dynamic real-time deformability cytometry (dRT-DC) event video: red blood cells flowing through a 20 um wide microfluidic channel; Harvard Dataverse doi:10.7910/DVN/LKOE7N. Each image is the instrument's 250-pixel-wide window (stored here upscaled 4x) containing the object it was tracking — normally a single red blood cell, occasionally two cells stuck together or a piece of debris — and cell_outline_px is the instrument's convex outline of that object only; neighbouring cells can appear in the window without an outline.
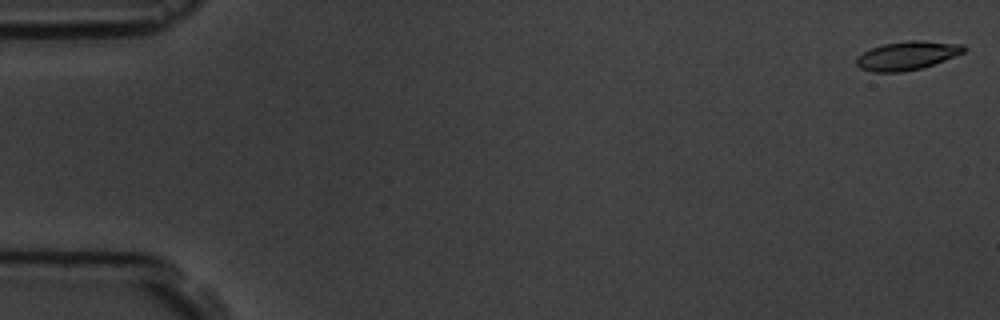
{"species": "common noctule bat (a hibernating species)", "species_latin": "Nyctalus noctula", "temperature_condition": "room temperature", "stored_images_in_passage": 5, "camera_frame_rate_fps": 3000, "um_per_image_px": 0.085, "animal": {"sex": "male", "body_mass_g": 19.5, "forearm_length_mm": 54.6}, "frame": {"image": 1, "passage_image": 1, "time_ms": 0.0, "image_size_px": [1000, 320], "cell_outline_px": [[968, 48], [964, 52], [944, 60], [920, 68], [900, 72], [872, 72], [860, 68], [856, 64], [856, 56], [872, 48], [884, 44], [912, 40], [920, 40], [964, 44]], "centroid_in_image_um": [77.11, 4.72], "position_along_channel_um": 7.9, "area_um2": 17.8}}
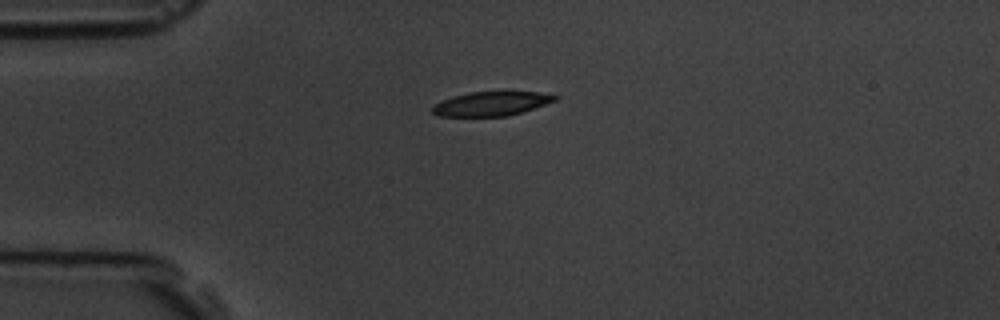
{"frame": {"image": 2, "passage_image": 5, "time_ms": 4.333, "image_size_px": [1000, 320], "cell_outline_px": [[560, 96], [556, 100], [508, 116], [440, 116], [432, 112], [432, 104], [440, 100], [452, 96], [468, 92], [504, 88], [540, 92]], "centroid_in_image_um": [41.76, 8.74], "position_along_channel_um": 43.2, "area_um2": 18.21}}